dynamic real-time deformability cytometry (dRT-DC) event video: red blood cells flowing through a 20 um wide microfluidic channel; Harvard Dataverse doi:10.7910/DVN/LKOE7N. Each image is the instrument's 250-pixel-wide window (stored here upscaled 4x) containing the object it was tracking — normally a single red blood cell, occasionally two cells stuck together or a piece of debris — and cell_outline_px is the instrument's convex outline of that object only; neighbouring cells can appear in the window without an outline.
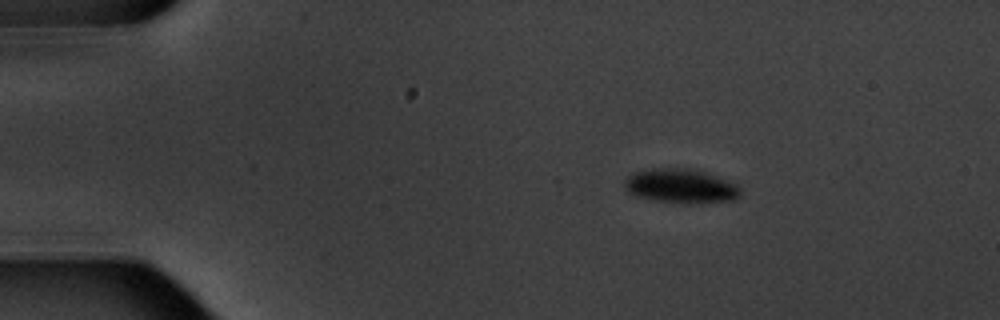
{"species": "common noctule bat (a hibernating species)", "species_latin": "Nyctalus noctula", "temperature_condition": "warm", "stored_images_in_passage": 4, "camera_frame_rate_fps": 3000, "um_per_image_px": 0.085, "animal": {"sex": "male", "body_mass_g": 20.1, "forearm_length_mm": 53.5}, "frame": {"image": 1, "passage_image": 2, "time_ms": 2.0, "image_size_px": [1000, 320], "cell_outline_px": [[740, 196], [736, 200], [688, 204], [680, 204], [656, 200], [636, 196], [628, 192], [624, 188], [624, 180], [632, 172], [652, 168], [688, 168], [704, 172], [716, 176], [736, 184], [740, 188]], "centroid_in_image_um": [57.85, 15.82], "position_along_channel_um": 27.2, "area_um2": 23.35}}